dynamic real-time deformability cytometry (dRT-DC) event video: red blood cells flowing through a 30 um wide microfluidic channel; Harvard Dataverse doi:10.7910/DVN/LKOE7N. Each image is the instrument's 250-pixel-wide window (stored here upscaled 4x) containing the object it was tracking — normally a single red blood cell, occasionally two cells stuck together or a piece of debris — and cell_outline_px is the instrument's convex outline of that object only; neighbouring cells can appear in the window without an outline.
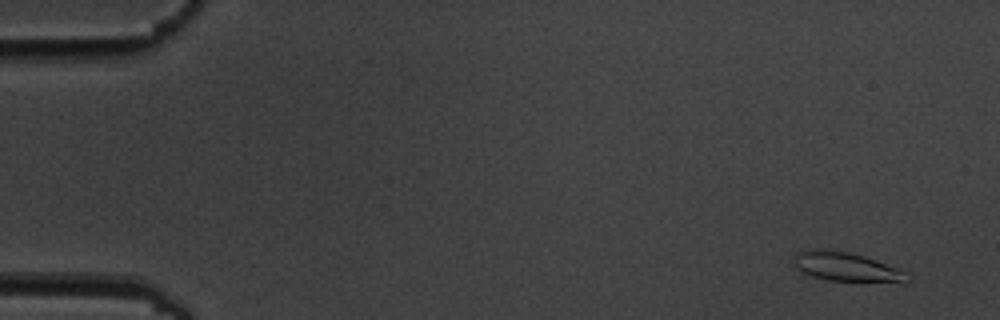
{"species": "common noctule bat (a hibernating species)", "species_latin": "Nyctalus noctula", "temperature_condition": "cold", "stored_images_in_passage": 5, "camera_frame_rate_fps": 3000, "um_per_image_px": 0.085, "animal": {"sex": "male", "body_mass_g": 19.5, "forearm_length_mm": 54.6}, "frame": {"image": 1, "passage_image": 1, "time_ms": 0.0, "image_size_px": [1000, 320], "cell_outline_px": [[912, 276], [908, 280], [828, 280], [812, 276], [796, 268], [792, 264], [792, 256], [800, 252], [812, 248], [848, 252], [876, 260], [900, 268], [908, 272]], "centroid_in_image_um": [71.86, 22.65], "position_along_channel_um": 13.1, "area_um2": 18.67}}